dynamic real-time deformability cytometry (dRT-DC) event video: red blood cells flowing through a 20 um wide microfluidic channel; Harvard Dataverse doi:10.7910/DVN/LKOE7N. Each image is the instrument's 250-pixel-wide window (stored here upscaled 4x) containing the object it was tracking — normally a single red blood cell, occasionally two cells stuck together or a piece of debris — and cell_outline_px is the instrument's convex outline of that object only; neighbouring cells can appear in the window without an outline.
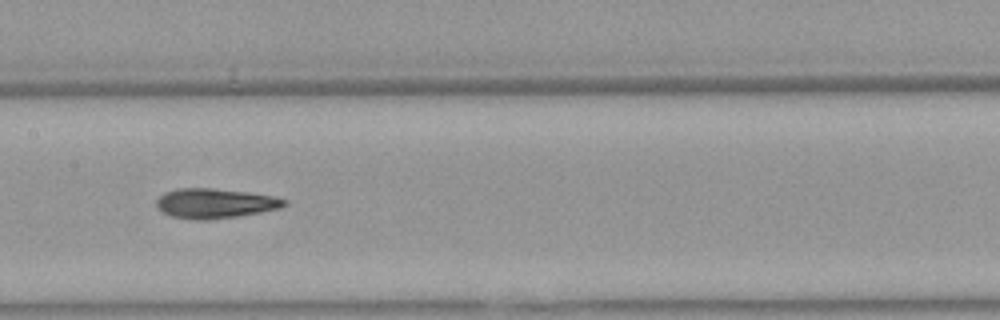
{"species": "Egyptian fruit bat (a non-hibernating species)", "species_latin": "Rousettus aegyptiacus", "temperature_condition": "warm", "stored_images_in_passage": 20, "camera_frame_rate_fps": 3000, "um_per_image_px": 0.085, "animal": {"sex": "female"}, "frame": {"image": 1, "passage_image": 17, "time_ms": 5.333, "image_size_px": [1000, 320], "cell_outline_px": [[288, 204], [280, 208], [260, 212], [236, 216], [204, 220], [192, 220], [172, 216], [156, 208], [156, 200], [164, 192], [180, 188], [212, 188], [248, 192], [276, 196], [288, 200]], "centroid_in_image_um": [18.29, 17.28], "position_along_channel_um": 189.1, "area_um2": 22.25}}